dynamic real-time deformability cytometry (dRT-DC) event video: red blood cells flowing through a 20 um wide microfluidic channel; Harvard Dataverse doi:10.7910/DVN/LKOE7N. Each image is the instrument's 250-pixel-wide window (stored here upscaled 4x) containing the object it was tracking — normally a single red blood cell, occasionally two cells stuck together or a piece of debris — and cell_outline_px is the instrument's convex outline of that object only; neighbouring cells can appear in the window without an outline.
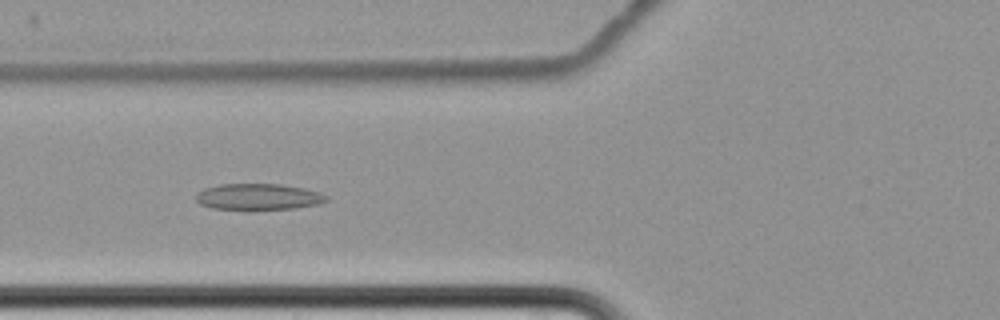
{"species": "common noctule bat (a hibernating species)", "species_latin": "Nyctalus noctula", "temperature_condition": "cold", "stored_images_in_passage": 9, "camera_frame_rate_fps": 3000, "um_per_image_px": 0.085, "animal": {"sex": "female", "body_mass_g": 22.7, "forearm_length_mm": 54.2}, "frame": {"image": 1, "passage_image": 6, "time_ms": 6.667, "image_size_px": [1000, 320], "cell_outline_px": [[328, 200], [320, 204], [292, 208], [252, 212], [212, 208], [200, 204], [196, 200], [196, 196], [204, 188], [220, 184], [280, 184], [304, 188], [320, 192], [328, 196]], "centroid_in_image_um": [21.97, 16.76], "position_along_channel_um": 103.8, "area_um2": 20.63}}
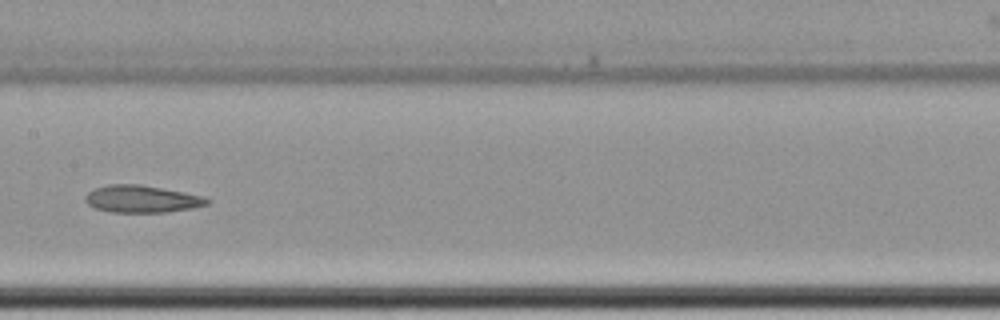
{"frame": {"image": 2, "passage_image": 8, "time_ms": 9.333, "image_size_px": [1000, 320], "cell_outline_px": [[212, 200], [208, 204], [192, 208], [164, 212], [112, 212], [96, 208], [88, 204], [84, 200], [84, 196], [88, 192], [96, 188], [108, 184], [140, 184], [184, 192], [204, 196]], "centroid_in_image_um": [12.06, 16.9], "position_along_channel_um": 195.3, "area_um2": 19.31}}
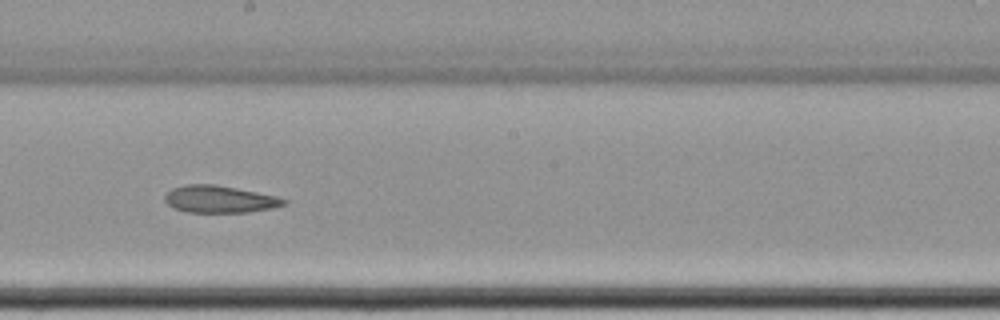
{"frame": {"image": 3, "passage_image": 9, "time_ms": 10.333, "image_size_px": [1000, 320], "cell_outline_px": [[288, 204], [272, 208], [248, 212], [184, 212], [172, 208], [164, 200], [164, 196], [172, 188], [184, 184], [216, 184], [276, 196], [288, 200]], "centroid_in_image_um": [18.65, 16.93], "position_along_channel_um": 229.6, "area_um2": 18.96}}